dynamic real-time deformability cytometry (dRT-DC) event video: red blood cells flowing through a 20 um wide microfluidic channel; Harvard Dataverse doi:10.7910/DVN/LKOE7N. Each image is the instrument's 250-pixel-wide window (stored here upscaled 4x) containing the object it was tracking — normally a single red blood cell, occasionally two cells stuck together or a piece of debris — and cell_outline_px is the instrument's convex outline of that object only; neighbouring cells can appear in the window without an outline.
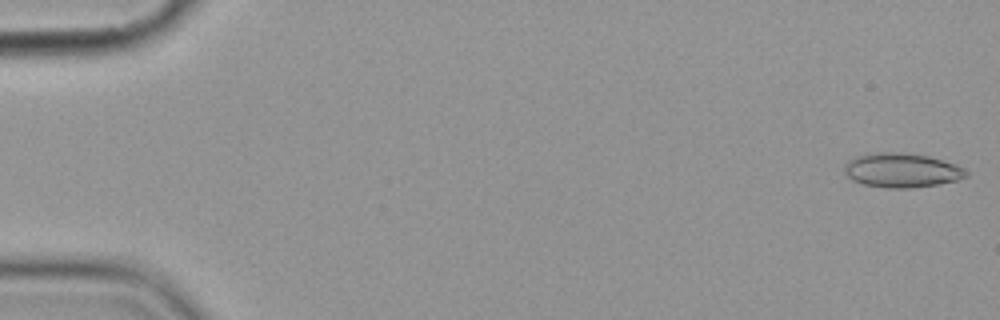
{"species": "common noctule bat (a hibernating species)", "species_latin": "Nyctalus noctula", "temperature_condition": "cold", "stored_images_in_passage": 6, "camera_frame_rate_fps": 3000, "um_per_image_px": 0.085, "animal": {"sex": "female", "body_mass_g": 19.9}, "frame": {"image": 1, "passage_image": 1, "time_ms": 0.0, "image_size_px": [1000, 320], "cell_outline_px": [[968, 176], [956, 180], [936, 184], [908, 188], [888, 188], [864, 184], [852, 180], [844, 172], [844, 164], [848, 160], [856, 156], [872, 152], [900, 152], [928, 156], [956, 164], [964, 168], [968, 172]], "centroid_in_image_um": [76.62, 14.46], "position_along_channel_um": 8.4, "area_um2": 24.33}}
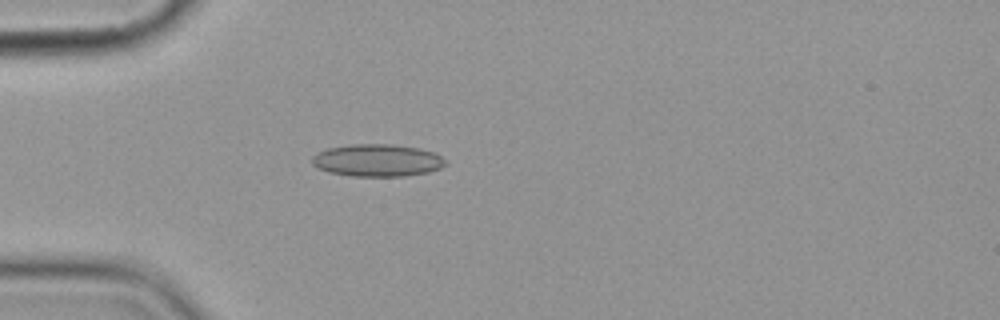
{"frame": {"image": 2, "passage_image": 5, "time_ms": 5.0, "image_size_px": [1000, 320], "cell_outline_px": [[448, 164], [440, 168], [428, 172], [404, 176], [352, 176], [328, 172], [312, 164], [312, 156], [316, 152], [328, 148], [352, 144], [392, 144], [420, 148], [432, 152], [440, 156]], "centroid_in_image_um": [32.06, 13.62], "position_along_channel_um": 52.9, "area_um2": 25.14}}